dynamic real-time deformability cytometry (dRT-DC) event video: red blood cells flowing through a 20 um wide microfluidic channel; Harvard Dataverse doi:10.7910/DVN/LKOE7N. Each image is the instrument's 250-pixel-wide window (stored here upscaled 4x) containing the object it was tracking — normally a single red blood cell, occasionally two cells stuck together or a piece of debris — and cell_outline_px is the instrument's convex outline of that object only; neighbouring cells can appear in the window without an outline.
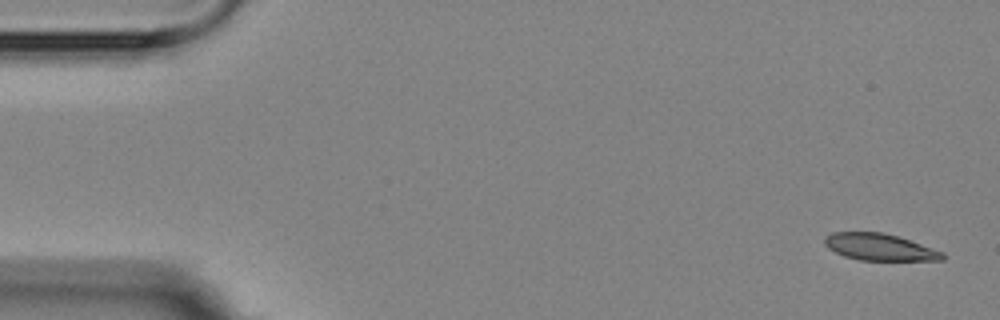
{"species": "Egyptian fruit bat (a non-hibernating species)", "species_latin": "Rousettus aegyptiacus", "temperature_condition": "room temperature", "stored_images_in_passage": 5, "camera_frame_rate_fps": 3000, "um_per_image_px": 0.085, "animal": {"sex": "female"}, "frame": {"image": 1, "passage_image": 1, "time_ms": 0.0, "image_size_px": [1000, 320], "cell_outline_px": [[944, 260], [860, 260], [844, 256], [828, 248], [824, 244], [824, 236], [832, 232], [884, 232], [944, 252]], "centroid_in_image_um": [74.72, 21.0], "position_along_channel_um": 10.3, "area_um2": 18.26}}
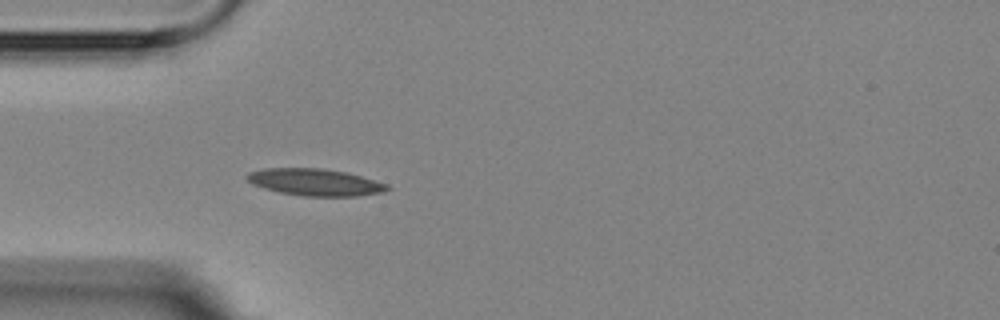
{"frame": {"image": 2, "passage_image": 5, "time_ms": 4.667, "image_size_px": [1000, 320], "cell_outline_px": [[392, 188], [384, 192], [356, 196], [300, 196], [280, 192], [264, 188], [252, 184], [244, 176], [248, 172], [264, 168], [320, 168], [348, 172], [388, 184]], "centroid_in_image_um": [26.79, 15.48], "position_along_channel_um": 58.2, "area_um2": 22.2}}